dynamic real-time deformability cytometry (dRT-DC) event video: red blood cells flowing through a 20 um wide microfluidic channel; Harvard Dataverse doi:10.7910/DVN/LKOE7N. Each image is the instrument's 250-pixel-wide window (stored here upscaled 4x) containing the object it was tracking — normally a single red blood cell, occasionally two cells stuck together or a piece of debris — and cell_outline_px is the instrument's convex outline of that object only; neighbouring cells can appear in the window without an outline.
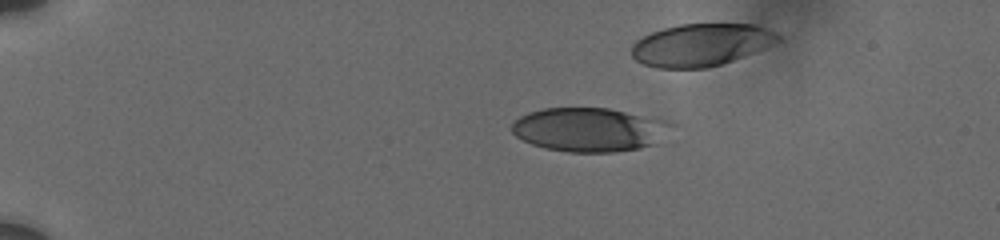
{"species": "human", "species_latin": "Homo sapiens", "temperature_condition": "cold", "stored_images_in_passage": 38, "camera_frame_rate_fps": 3000, "um_per_image_px": 0.085, "donor": {"sex": "male"}, "frame": {"image": 1, "passage_image": 10, "time_ms": 4.0, "image_size_px": [1000, 240], "cell_outline_px": [[656, 144], [640, 148], [612, 152], [568, 152], [544, 148], [532, 144], [516, 136], [512, 132], [512, 124], [520, 116], [528, 112], [544, 108], [608, 108], [624, 112], [636, 116], [644, 120]], "centroid_in_image_um": [49.57, 11.05], "position_along_channel_um": 35.4, "area_um2": 37.22}}
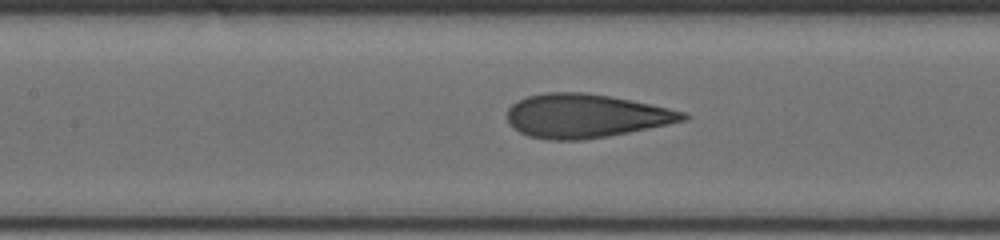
{"frame": {"image": 2, "passage_image": 23, "time_ms": 9.333, "image_size_px": [1000, 240], "cell_outline_px": [[688, 116], [684, 120], [668, 124], [608, 136], [584, 140], [548, 140], [528, 136], [520, 132], [508, 124], [508, 108], [512, 104], [528, 96], [548, 92], [584, 92], [608, 96], [668, 108], [684, 112]], "centroid_in_image_um": [49.72, 9.86], "position_along_channel_um": 157.7, "area_um2": 44.33}}
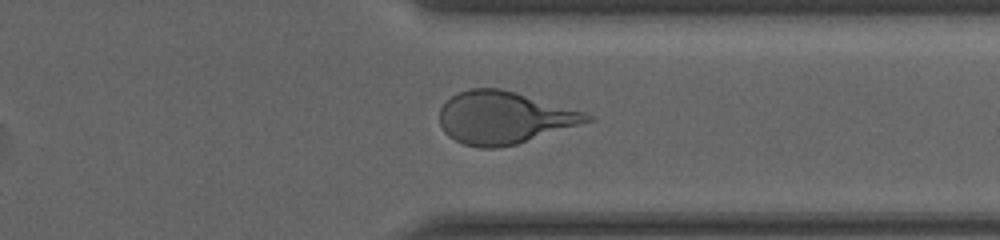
{"frame": {"image": 3, "passage_image": 36, "time_ms": 15.0, "image_size_px": [1000, 240], "cell_outline_px": [[592, 120], [516, 144], [496, 148], [480, 148], [464, 144], [448, 136], [444, 132], [440, 124], [440, 108], [452, 96], [460, 92], [472, 88], [500, 88], [516, 92], [584, 112], [592, 116]], "centroid_in_image_um": [42.79, 10.0], "position_along_channel_um": 368.6, "area_um2": 44.33}}